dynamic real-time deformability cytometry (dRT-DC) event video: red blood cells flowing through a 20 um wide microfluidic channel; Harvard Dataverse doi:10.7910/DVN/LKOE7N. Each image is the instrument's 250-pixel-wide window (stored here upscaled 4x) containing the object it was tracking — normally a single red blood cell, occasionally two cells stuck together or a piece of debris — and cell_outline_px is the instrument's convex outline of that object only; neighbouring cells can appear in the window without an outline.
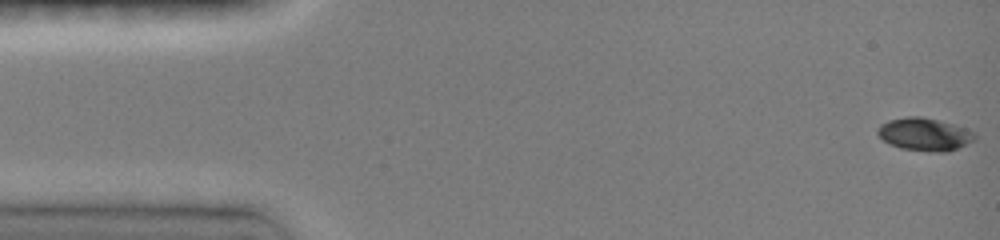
{"species": "common noctule bat (a hibernating species)", "species_latin": "Nyctalus noctula", "temperature_condition": "room temperature", "stored_images_in_passage": 47, "camera_frame_rate_fps": 3000, "um_per_image_px": 0.085, "animal": {"sex": "female", "body_mass_g": 19.0, "forearm_length_mm": 51.5}, "frame": {"image": 1, "passage_image": 1, "time_ms": 0.0, "image_size_px": [1000, 240], "cell_outline_px": [[976, 136], [972, 140], [948, 152], [940, 152], [900, 148], [884, 140], [876, 132], [880, 124], [888, 120], [908, 116], [924, 116], [940, 120], [964, 128], [972, 132]], "centroid_in_image_um": [78.54, 11.39], "position_along_channel_um": 6.5, "area_um2": 18.21}}
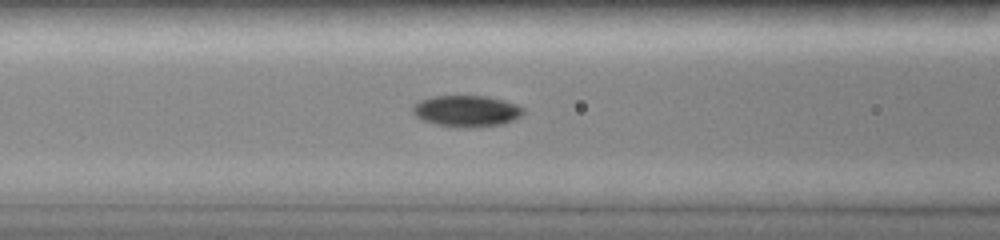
{"frame": {"image": 2, "passage_image": 19, "time_ms": 6.0, "image_size_px": [1000, 240], "cell_outline_px": [[524, 116], [500, 124], [468, 128], [456, 128], [436, 124], [424, 120], [416, 116], [412, 112], [412, 108], [420, 100], [432, 96], [488, 96], [504, 100], [516, 104], [524, 108]], "centroid_in_image_um": [39.68, 9.44], "position_along_channel_um": 126.9, "area_um2": 20.29}}
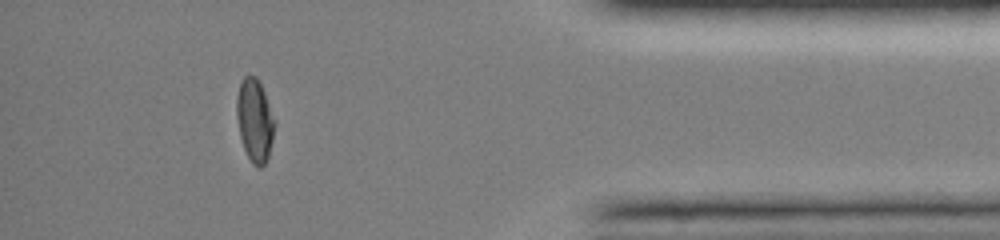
{"frame": {"image": 3, "passage_image": 42, "time_ms": 13.667, "image_size_px": [1000, 240], "cell_outline_px": [[276, 120], [272, 140], [268, 156], [264, 164], [260, 168], [252, 164], [244, 148], [240, 136], [236, 116], [236, 96], [240, 84], [244, 76], [256, 76], [264, 92]], "centroid_in_image_um": [21.65, 10.22], "position_along_channel_um": 413.6, "area_um2": 18.26}, "authors_computed_cell_mechanics": {"area_um2": 18.5538, "velocity_mm_per_s": 4.0944, "shape_relaxation_time_tau1_ms": 5.0811, "shape_relaxation_time_tau2_ms": 5.0693, "deformation_change_tau1": 0.1919, "deformation_change_tau2": 0.0548}}